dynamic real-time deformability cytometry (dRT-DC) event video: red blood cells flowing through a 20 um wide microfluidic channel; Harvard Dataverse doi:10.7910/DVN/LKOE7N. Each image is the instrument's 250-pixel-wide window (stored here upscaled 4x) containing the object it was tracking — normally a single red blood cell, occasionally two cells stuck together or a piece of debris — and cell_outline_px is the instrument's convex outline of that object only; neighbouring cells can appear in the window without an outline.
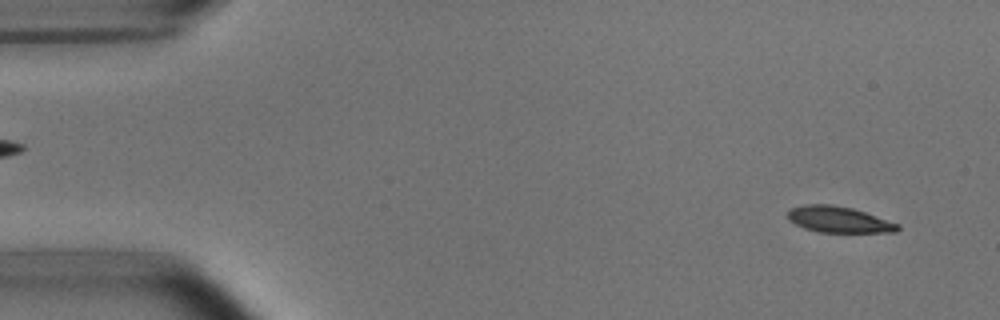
{"species": "common noctule bat (a hibernating species)", "species_latin": "Nyctalus noctula", "temperature_condition": "room temperature", "stored_images_in_passage": 52, "camera_frame_rate_fps": 3000, "um_per_image_px": 0.085, "animal": {"sex": "male", "body_mass_g": 15.6}, "frame": {"image": 1, "passage_image": 3, "time_ms": 0.667, "image_size_px": [1000, 320], "cell_outline_px": [[900, 228], [896, 232], [820, 232], [804, 228], [788, 220], [788, 208], [804, 204], [832, 204], [852, 208], [900, 224]], "centroid_in_image_um": [71.27, 18.65], "position_along_channel_um": 13.7, "area_um2": 16.76}}
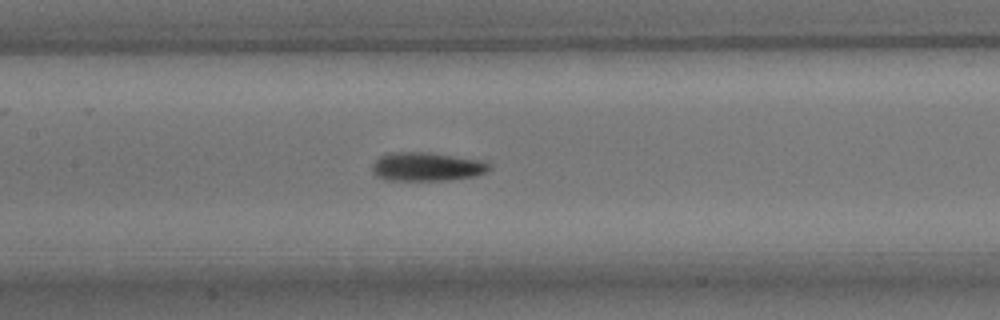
{"frame": {"image": 2, "passage_image": 24, "time_ms": 7.667, "image_size_px": [1000, 320], "cell_outline_px": [[492, 168], [476, 176], [448, 180], [384, 180], [376, 176], [372, 172], [372, 164], [380, 156], [392, 152], [432, 152], [480, 160], [492, 164]], "centroid_in_image_um": [36.27, 14.16], "position_along_channel_um": 171.1, "area_um2": 19.77}}
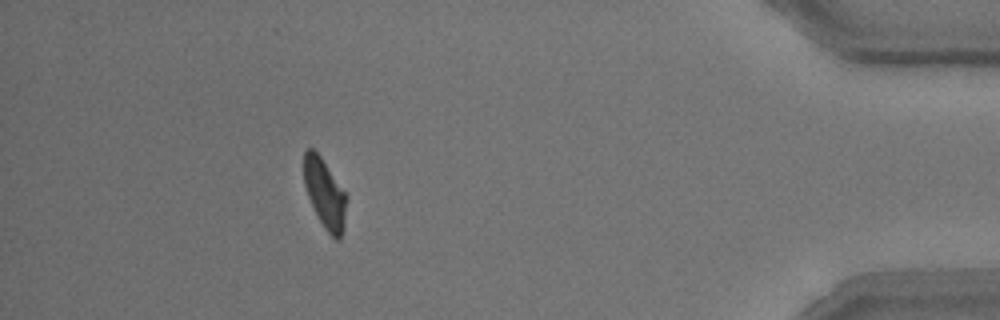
{"frame": {"image": 3, "passage_image": 47, "time_ms": 15.333, "image_size_px": [1000, 320], "cell_outline_px": [[348, 196], [344, 228], [340, 240], [336, 240], [324, 228], [308, 196], [304, 184], [304, 152], [308, 148], [312, 148], [320, 156]], "centroid_in_image_um": [27.63, 16.48], "position_along_channel_um": 407.6, "area_um2": 17.11}, "authors_computed_cell_mechanics": {"area_um2": 18.0336, "velocity_mm_per_s": 3.7795, "shape_relaxation_time_tau1_ms": 3.1676, "shape_relaxation_time_tau2_ms": 5.6382, "deformation_change_tau1": 0.1393, "deformation_change_tau2": 0.1198}}